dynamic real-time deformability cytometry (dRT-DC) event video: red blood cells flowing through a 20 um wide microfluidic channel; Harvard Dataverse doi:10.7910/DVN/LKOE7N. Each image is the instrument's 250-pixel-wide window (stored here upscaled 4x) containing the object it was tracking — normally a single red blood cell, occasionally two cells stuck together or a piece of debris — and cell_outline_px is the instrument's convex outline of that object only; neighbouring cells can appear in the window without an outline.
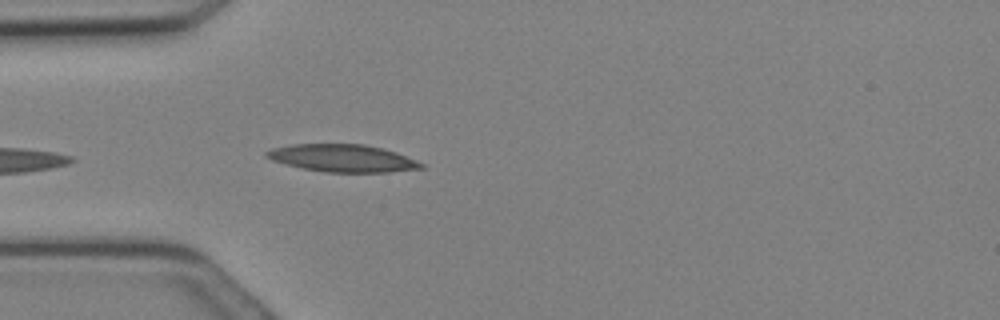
{"species": "Egyptian fruit bat (a non-hibernating species)", "species_latin": "Rousettus aegyptiacus", "temperature_condition": "cold", "stored_images_in_passage": 5, "camera_frame_rate_fps": 3000, "um_per_image_px": 0.085, "animal": {"sex": "female"}, "frame": {"image": 1, "passage_image": 1, "time_ms": 0.0, "image_size_px": [1000, 320], "cell_outline_px": [[424, 168], [388, 172], [324, 172], [304, 168], [272, 160], [264, 156], [264, 152], [272, 148], [292, 144], [364, 144], [396, 152], [416, 160], [424, 164]], "centroid_in_image_um": [29.11, 13.44], "position_along_channel_um": 55.9, "area_um2": 24.57}}
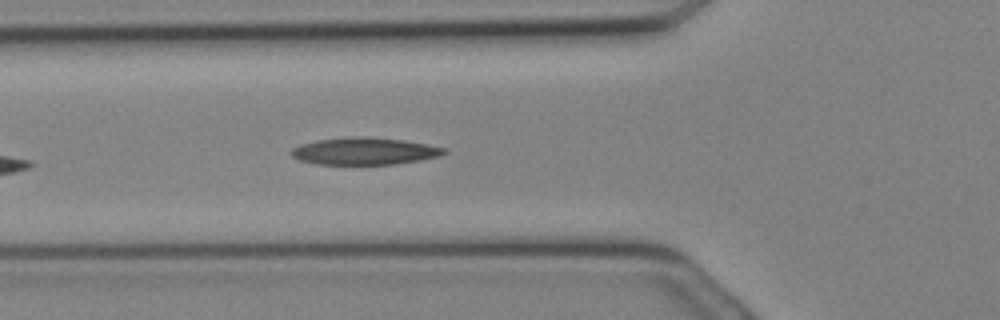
{"frame": {"image": 2, "passage_image": 3, "time_ms": 0.667, "image_size_px": [1000, 320], "cell_outline_px": [[448, 152], [440, 156], [420, 160], [392, 164], [320, 164], [300, 160], [292, 156], [292, 148], [300, 144], [316, 140], [360, 136], [368, 136], [404, 140], [428, 144], [444, 148]], "centroid_in_image_um": [31.01, 12.84], "position_along_channel_um": 94.8, "area_um2": 24.04}}
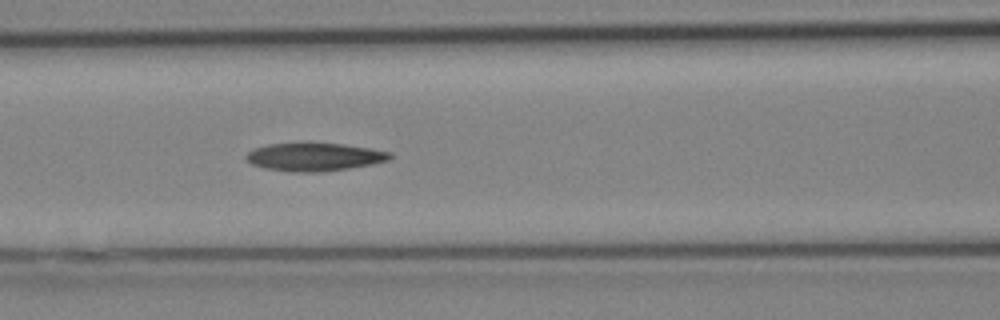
{"frame": {"image": 3, "passage_image": 5, "time_ms": 1.333, "image_size_px": [1000, 320], "cell_outline_px": [[392, 156], [388, 160], [372, 164], [348, 168], [320, 172], [296, 172], [264, 168], [252, 164], [244, 156], [252, 148], [268, 144], [344, 144], [372, 148], [392, 152]], "centroid_in_image_um": [26.73, 13.34], "position_along_channel_um": 139.9, "area_um2": 23.29}}